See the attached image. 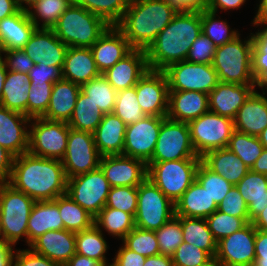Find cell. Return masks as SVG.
I'll list each match as a JSON object with an SVG mask.
<instances>
[{"mask_svg":"<svg viewBox=\"0 0 267 266\" xmlns=\"http://www.w3.org/2000/svg\"><path fill=\"white\" fill-rule=\"evenodd\" d=\"M135 88L138 103L145 115L167 117L169 87L163 71L148 70Z\"/></svg>","mask_w":267,"mask_h":266,"instance_id":"e0dca14e","label":"cell"},{"mask_svg":"<svg viewBox=\"0 0 267 266\" xmlns=\"http://www.w3.org/2000/svg\"><path fill=\"white\" fill-rule=\"evenodd\" d=\"M81 91L97 105L103 114L113 113L117 91L104 75H100L81 85Z\"/></svg>","mask_w":267,"mask_h":266,"instance_id":"b9f144b4","label":"cell"},{"mask_svg":"<svg viewBox=\"0 0 267 266\" xmlns=\"http://www.w3.org/2000/svg\"><path fill=\"white\" fill-rule=\"evenodd\" d=\"M178 11L165 0H130L116 27L133 49L147 50Z\"/></svg>","mask_w":267,"mask_h":266,"instance_id":"3957f363","label":"cell"},{"mask_svg":"<svg viewBox=\"0 0 267 266\" xmlns=\"http://www.w3.org/2000/svg\"><path fill=\"white\" fill-rule=\"evenodd\" d=\"M201 162L212 172L221 175L235 186L250 169L228 148L214 149L201 157Z\"/></svg>","mask_w":267,"mask_h":266,"instance_id":"4dcf8cb0","label":"cell"},{"mask_svg":"<svg viewBox=\"0 0 267 266\" xmlns=\"http://www.w3.org/2000/svg\"><path fill=\"white\" fill-rule=\"evenodd\" d=\"M204 266H224L219 260L213 258Z\"/></svg>","mask_w":267,"mask_h":266,"instance_id":"67dfc351","label":"cell"},{"mask_svg":"<svg viewBox=\"0 0 267 266\" xmlns=\"http://www.w3.org/2000/svg\"><path fill=\"white\" fill-rule=\"evenodd\" d=\"M252 24H267V0H260Z\"/></svg>","mask_w":267,"mask_h":266,"instance_id":"11e5206c","label":"cell"},{"mask_svg":"<svg viewBox=\"0 0 267 266\" xmlns=\"http://www.w3.org/2000/svg\"><path fill=\"white\" fill-rule=\"evenodd\" d=\"M13 266H60L57 262L34 252L32 249L14 251Z\"/></svg>","mask_w":267,"mask_h":266,"instance_id":"680465c9","label":"cell"},{"mask_svg":"<svg viewBox=\"0 0 267 266\" xmlns=\"http://www.w3.org/2000/svg\"><path fill=\"white\" fill-rule=\"evenodd\" d=\"M263 26L261 28L263 29H259L258 31L255 33H252L253 39H254V44L264 53L267 54V24H252V26Z\"/></svg>","mask_w":267,"mask_h":266,"instance_id":"89a4df30","label":"cell"},{"mask_svg":"<svg viewBox=\"0 0 267 266\" xmlns=\"http://www.w3.org/2000/svg\"><path fill=\"white\" fill-rule=\"evenodd\" d=\"M29 91L30 82L28 73L7 70L0 105L27 116Z\"/></svg>","mask_w":267,"mask_h":266,"instance_id":"e575fe53","label":"cell"},{"mask_svg":"<svg viewBox=\"0 0 267 266\" xmlns=\"http://www.w3.org/2000/svg\"><path fill=\"white\" fill-rule=\"evenodd\" d=\"M175 216V204L148 178L137 187L136 228L156 231Z\"/></svg>","mask_w":267,"mask_h":266,"instance_id":"ba28073f","label":"cell"},{"mask_svg":"<svg viewBox=\"0 0 267 266\" xmlns=\"http://www.w3.org/2000/svg\"><path fill=\"white\" fill-rule=\"evenodd\" d=\"M259 141L265 149H267V127L259 134Z\"/></svg>","mask_w":267,"mask_h":266,"instance_id":"deb4b68c","label":"cell"},{"mask_svg":"<svg viewBox=\"0 0 267 266\" xmlns=\"http://www.w3.org/2000/svg\"><path fill=\"white\" fill-rule=\"evenodd\" d=\"M256 228L252 222L217 242L215 259L224 266H252L255 260Z\"/></svg>","mask_w":267,"mask_h":266,"instance_id":"2e32d148","label":"cell"},{"mask_svg":"<svg viewBox=\"0 0 267 266\" xmlns=\"http://www.w3.org/2000/svg\"><path fill=\"white\" fill-rule=\"evenodd\" d=\"M29 248L63 266L76 253L75 233L65 229L50 230L36 238Z\"/></svg>","mask_w":267,"mask_h":266,"instance_id":"cb8c5ba5","label":"cell"},{"mask_svg":"<svg viewBox=\"0 0 267 266\" xmlns=\"http://www.w3.org/2000/svg\"><path fill=\"white\" fill-rule=\"evenodd\" d=\"M212 259L205 250L185 242H182L172 255L174 266H204Z\"/></svg>","mask_w":267,"mask_h":266,"instance_id":"f5cc1de1","label":"cell"},{"mask_svg":"<svg viewBox=\"0 0 267 266\" xmlns=\"http://www.w3.org/2000/svg\"><path fill=\"white\" fill-rule=\"evenodd\" d=\"M108 27L102 18L72 3L52 30L68 47L90 48Z\"/></svg>","mask_w":267,"mask_h":266,"instance_id":"277c9868","label":"cell"},{"mask_svg":"<svg viewBox=\"0 0 267 266\" xmlns=\"http://www.w3.org/2000/svg\"><path fill=\"white\" fill-rule=\"evenodd\" d=\"M7 76V68L5 62L0 58V104L2 99L3 85Z\"/></svg>","mask_w":267,"mask_h":266,"instance_id":"09005b40","label":"cell"},{"mask_svg":"<svg viewBox=\"0 0 267 266\" xmlns=\"http://www.w3.org/2000/svg\"><path fill=\"white\" fill-rule=\"evenodd\" d=\"M72 3L73 0H40L27 13L37 29H52Z\"/></svg>","mask_w":267,"mask_h":266,"instance_id":"60d3db41","label":"cell"},{"mask_svg":"<svg viewBox=\"0 0 267 266\" xmlns=\"http://www.w3.org/2000/svg\"><path fill=\"white\" fill-rule=\"evenodd\" d=\"M252 266H267V231L256 229L255 260Z\"/></svg>","mask_w":267,"mask_h":266,"instance_id":"be15d7a7","label":"cell"},{"mask_svg":"<svg viewBox=\"0 0 267 266\" xmlns=\"http://www.w3.org/2000/svg\"><path fill=\"white\" fill-rule=\"evenodd\" d=\"M23 50L33 60L48 66H63L68 46L52 29H36Z\"/></svg>","mask_w":267,"mask_h":266,"instance_id":"ffe728a7","label":"cell"},{"mask_svg":"<svg viewBox=\"0 0 267 266\" xmlns=\"http://www.w3.org/2000/svg\"><path fill=\"white\" fill-rule=\"evenodd\" d=\"M215 51L216 46L212 40L201 32L192 43L186 60L192 63L212 64Z\"/></svg>","mask_w":267,"mask_h":266,"instance_id":"11a10c76","label":"cell"},{"mask_svg":"<svg viewBox=\"0 0 267 266\" xmlns=\"http://www.w3.org/2000/svg\"><path fill=\"white\" fill-rule=\"evenodd\" d=\"M101 155L90 132L69 127L66 152L61 160L67 178L87 173L99 167Z\"/></svg>","mask_w":267,"mask_h":266,"instance_id":"5bb4252c","label":"cell"},{"mask_svg":"<svg viewBox=\"0 0 267 266\" xmlns=\"http://www.w3.org/2000/svg\"><path fill=\"white\" fill-rule=\"evenodd\" d=\"M216 17L217 13L215 12L208 9L201 10V31L212 40L216 47L231 42L241 35L238 29H231L226 20H222L220 17L216 19Z\"/></svg>","mask_w":267,"mask_h":266,"instance_id":"7bdbcfd3","label":"cell"},{"mask_svg":"<svg viewBox=\"0 0 267 266\" xmlns=\"http://www.w3.org/2000/svg\"><path fill=\"white\" fill-rule=\"evenodd\" d=\"M15 156L0 145V183H8Z\"/></svg>","mask_w":267,"mask_h":266,"instance_id":"e7e4bbea","label":"cell"},{"mask_svg":"<svg viewBox=\"0 0 267 266\" xmlns=\"http://www.w3.org/2000/svg\"><path fill=\"white\" fill-rule=\"evenodd\" d=\"M99 167L111 187H138L147 178V164L124 155L101 156Z\"/></svg>","mask_w":267,"mask_h":266,"instance_id":"ac0fdd59","label":"cell"},{"mask_svg":"<svg viewBox=\"0 0 267 266\" xmlns=\"http://www.w3.org/2000/svg\"><path fill=\"white\" fill-rule=\"evenodd\" d=\"M73 3L84 7L103 19V0H73Z\"/></svg>","mask_w":267,"mask_h":266,"instance_id":"a7ac6f4b","label":"cell"},{"mask_svg":"<svg viewBox=\"0 0 267 266\" xmlns=\"http://www.w3.org/2000/svg\"><path fill=\"white\" fill-rule=\"evenodd\" d=\"M122 243L128 249L144 257L160 254L155 231L135 227L122 239Z\"/></svg>","mask_w":267,"mask_h":266,"instance_id":"bcb514c9","label":"cell"},{"mask_svg":"<svg viewBox=\"0 0 267 266\" xmlns=\"http://www.w3.org/2000/svg\"><path fill=\"white\" fill-rule=\"evenodd\" d=\"M104 234L95 225L87 230L75 233L76 253L99 261L107 266L106 253L108 248Z\"/></svg>","mask_w":267,"mask_h":266,"instance_id":"f35d334b","label":"cell"},{"mask_svg":"<svg viewBox=\"0 0 267 266\" xmlns=\"http://www.w3.org/2000/svg\"><path fill=\"white\" fill-rule=\"evenodd\" d=\"M62 67L63 66H48L40 62L35 64L29 71V82L44 83L52 82L55 83L62 79Z\"/></svg>","mask_w":267,"mask_h":266,"instance_id":"91938a15","label":"cell"},{"mask_svg":"<svg viewBox=\"0 0 267 266\" xmlns=\"http://www.w3.org/2000/svg\"><path fill=\"white\" fill-rule=\"evenodd\" d=\"M267 92L254 90L237 111L233 122L237 131L259 136L267 127ZM266 95V96H265Z\"/></svg>","mask_w":267,"mask_h":266,"instance_id":"d4e9b609","label":"cell"},{"mask_svg":"<svg viewBox=\"0 0 267 266\" xmlns=\"http://www.w3.org/2000/svg\"><path fill=\"white\" fill-rule=\"evenodd\" d=\"M155 235L159 244L160 254L172 256L183 242L181 217L174 216L156 230Z\"/></svg>","mask_w":267,"mask_h":266,"instance_id":"c3c4849f","label":"cell"},{"mask_svg":"<svg viewBox=\"0 0 267 266\" xmlns=\"http://www.w3.org/2000/svg\"><path fill=\"white\" fill-rule=\"evenodd\" d=\"M209 112L208 94L199 91H169L167 118L186 122Z\"/></svg>","mask_w":267,"mask_h":266,"instance_id":"484cf974","label":"cell"},{"mask_svg":"<svg viewBox=\"0 0 267 266\" xmlns=\"http://www.w3.org/2000/svg\"><path fill=\"white\" fill-rule=\"evenodd\" d=\"M254 90V84L220 81L208 94L209 111L233 120L239 108Z\"/></svg>","mask_w":267,"mask_h":266,"instance_id":"603a6c76","label":"cell"},{"mask_svg":"<svg viewBox=\"0 0 267 266\" xmlns=\"http://www.w3.org/2000/svg\"><path fill=\"white\" fill-rule=\"evenodd\" d=\"M148 70L146 50L133 49L102 75L118 92L134 87Z\"/></svg>","mask_w":267,"mask_h":266,"instance_id":"44dd1931","label":"cell"},{"mask_svg":"<svg viewBox=\"0 0 267 266\" xmlns=\"http://www.w3.org/2000/svg\"><path fill=\"white\" fill-rule=\"evenodd\" d=\"M183 242L205 250L212 258L217 252V242L205 218L181 217Z\"/></svg>","mask_w":267,"mask_h":266,"instance_id":"d590c367","label":"cell"},{"mask_svg":"<svg viewBox=\"0 0 267 266\" xmlns=\"http://www.w3.org/2000/svg\"><path fill=\"white\" fill-rule=\"evenodd\" d=\"M36 29L28 13L21 9L0 20V51L23 49Z\"/></svg>","mask_w":267,"mask_h":266,"instance_id":"83f0119b","label":"cell"},{"mask_svg":"<svg viewBox=\"0 0 267 266\" xmlns=\"http://www.w3.org/2000/svg\"><path fill=\"white\" fill-rule=\"evenodd\" d=\"M201 32V10L178 11L146 50L149 70L163 71L186 60Z\"/></svg>","mask_w":267,"mask_h":266,"instance_id":"7a4b0ae2","label":"cell"},{"mask_svg":"<svg viewBox=\"0 0 267 266\" xmlns=\"http://www.w3.org/2000/svg\"><path fill=\"white\" fill-rule=\"evenodd\" d=\"M94 225L121 240L135 228L134 217L130 213L106 206L94 218Z\"/></svg>","mask_w":267,"mask_h":266,"instance_id":"ab89813d","label":"cell"},{"mask_svg":"<svg viewBox=\"0 0 267 266\" xmlns=\"http://www.w3.org/2000/svg\"><path fill=\"white\" fill-rule=\"evenodd\" d=\"M143 266H174L172 256L159 254L146 257Z\"/></svg>","mask_w":267,"mask_h":266,"instance_id":"753ad0ef","label":"cell"},{"mask_svg":"<svg viewBox=\"0 0 267 266\" xmlns=\"http://www.w3.org/2000/svg\"><path fill=\"white\" fill-rule=\"evenodd\" d=\"M206 221L216 242L237 232L247 224L243 218L234 217L219 210L209 215Z\"/></svg>","mask_w":267,"mask_h":266,"instance_id":"f907efd6","label":"cell"},{"mask_svg":"<svg viewBox=\"0 0 267 266\" xmlns=\"http://www.w3.org/2000/svg\"><path fill=\"white\" fill-rule=\"evenodd\" d=\"M107 266H116V265L113 262H111Z\"/></svg>","mask_w":267,"mask_h":266,"instance_id":"603ad722","label":"cell"},{"mask_svg":"<svg viewBox=\"0 0 267 266\" xmlns=\"http://www.w3.org/2000/svg\"><path fill=\"white\" fill-rule=\"evenodd\" d=\"M246 0H209L207 9L211 12H218V8L220 11L230 10V9H239Z\"/></svg>","mask_w":267,"mask_h":266,"instance_id":"003e7915","label":"cell"},{"mask_svg":"<svg viewBox=\"0 0 267 266\" xmlns=\"http://www.w3.org/2000/svg\"><path fill=\"white\" fill-rule=\"evenodd\" d=\"M113 113L126 125L136 123L146 116L138 103L135 86L117 92Z\"/></svg>","mask_w":267,"mask_h":266,"instance_id":"f6af8a7d","label":"cell"},{"mask_svg":"<svg viewBox=\"0 0 267 266\" xmlns=\"http://www.w3.org/2000/svg\"><path fill=\"white\" fill-rule=\"evenodd\" d=\"M251 171L267 175V149H263L261 156L256 160Z\"/></svg>","mask_w":267,"mask_h":266,"instance_id":"2a66077c","label":"cell"},{"mask_svg":"<svg viewBox=\"0 0 267 266\" xmlns=\"http://www.w3.org/2000/svg\"><path fill=\"white\" fill-rule=\"evenodd\" d=\"M201 159L147 162V178L174 204L196 180Z\"/></svg>","mask_w":267,"mask_h":266,"instance_id":"52a82bcc","label":"cell"},{"mask_svg":"<svg viewBox=\"0 0 267 266\" xmlns=\"http://www.w3.org/2000/svg\"><path fill=\"white\" fill-rule=\"evenodd\" d=\"M217 207L205 188L195 180L175 203V216L206 219Z\"/></svg>","mask_w":267,"mask_h":266,"instance_id":"d6a6232c","label":"cell"},{"mask_svg":"<svg viewBox=\"0 0 267 266\" xmlns=\"http://www.w3.org/2000/svg\"><path fill=\"white\" fill-rule=\"evenodd\" d=\"M196 180L202 185L211 199L218 205L228 191L233 187L221 175L209 170L202 162H200L196 171Z\"/></svg>","mask_w":267,"mask_h":266,"instance_id":"7dc6e473","label":"cell"},{"mask_svg":"<svg viewBox=\"0 0 267 266\" xmlns=\"http://www.w3.org/2000/svg\"><path fill=\"white\" fill-rule=\"evenodd\" d=\"M201 159L191 142L190 128L186 122L167 117L162 121L152 158L148 162Z\"/></svg>","mask_w":267,"mask_h":266,"instance_id":"8fae6325","label":"cell"},{"mask_svg":"<svg viewBox=\"0 0 267 266\" xmlns=\"http://www.w3.org/2000/svg\"><path fill=\"white\" fill-rule=\"evenodd\" d=\"M179 11L207 9L209 0H165Z\"/></svg>","mask_w":267,"mask_h":266,"instance_id":"03108f58","label":"cell"},{"mask_svg":"<svg viewBox=\"0 0 267 266\" xmlns=\"http://www.w3.org/2000/svg\"><path fill=\"white\" fill-rule=\"evenodd\" d=\"M227 148L235 153L249 169L252 168L264 149L258 136H252L237 130L233 131Z\"/></svg>","mask_w":267,"mask_h":266,"instance_id":"ee69618b","label":"cell"},{"mask_svg":"<svg viewBox=\"0 0 267 266\" xmlns=\"http://www.w3.org/2000/svg\"><path fill=\"white\" fill-rule=\"evenodd\" d=\"M252 73L254 75V87L267 92V54L262 52L255 44L252 50Z\"/></svg>","mask_w":267,"mask_h":266,"instance_id":"6f0895ef","label":"cell"},{"mask_svg":"<svg viewBox=\"0 0 267 266\" xmlns=\"http://www.w3.org/2000/svg\"><path fill=\"white\" fill-rule=\"evenodd\" d=\"M54 201L58 205L65 230L77 233L94 225V217L74 202L67 193L58 196Z\"/></svg>","mask_w":267,"mask_h":266,"instance_id":"74e56055","label":"cell"},{"mask_svg":"<svg viewBox=\"0 0 267 266\" xmlns=\"http://www.w3.org/2000/svg\"><path fill=\"white\" fill-rule=\"evenodd\" d=\"M217 210L234 217L243 218L247 223L250 222L248 206L236 186L228 191L225 198L218 204Z\"/></svg>","mask_w":267,"mask_h":266,"instance_id":"db71d44e","label":"cell"},{"mask_svg":"<svg viewBox=\"0 0 267 266\" xmlns=\"http://www.w3.org/2000/svg\"><path fill=\"white\" fill-rule=\"evenodd\" d=\"M100 75L91 48L68 47L62 67V79L81 86Z\"/></svg>","mask_w":267,"mask_h":266,"instance_id":"4316f807","label":"cell"},{"mask_svg":"<svg viewBox=\"0 0 267 266\" xmlns=\"http://www.w3.org/2000/svg\"><path fill=\"white\" fill-rule=\"evenodd\" d=\"M105 206L122 210L135 217L137 212V187H111Z\"/></svg>","mask_w":267,"mask_h":266,"instance_id":"816d5d0a","label":"cell"},{"mask_svg":"<svg viewBox=\"0 0 267 266\" xmlns=\"http://www.w3.org/2000/svg\"><path fill=\"white\" fill-rule=\"evenodd\" d=\"M0 242H4L3 241V236H2V233H1V228H0Z\"/></svg>","mask_w":267,"mask_h":266,"instance_id":"b62a3aed","label":"cell"},{"mask_svg":"<svg viewBox=\"0 0 267 266\" xmlns=\"http://www.w3.org/2000/svg\"><path fill=\"white\" fill-rule=\"evenodd\" d=\"M30 120L26 115L0 105V145L15 157L29 150Z\"/></svg>","mask_w":267,"mask_h":266,"instance_id":"d6986e66","label":"cell"},{"mask_svg":"<svg viewBox=\"0 0 267 266\" xmlns=\"http://www.w3.org/2000/svg\"><path fill=\"white\" fill-rule=\"evenodd\" d=\"M67 180L61 160L27 152L14 158L8 184L34 201H46L66 194Z\"/></svg>","mask_w":267,"mask_h":266,"instance_id":"6da1fadb","label":"cell"},{"mask_svg":"<svg viewBox=\"0 0 267 266\" xmlns=\"http://www.w3.org/2000/svg\"><path fill=\"white\" fill-rule=\"evenodd\" d=\"M0 58L5 62L6 68L9 71L29 73L35 65L23 49L0 51Z\"/></svg>","mask_w":267,"mask_h":266,"instance_id":"9f6ffc18","label":"cell"},{"mask_svg":"<svg viewBox=\"0 0 267 266\" xmlns=\"http://www.w3.org/2000/svg\"><path fill=\"white\" fill-rule=\"evenodd\" d=\"M14 247L0 242V266H13Z\"/></svg>","mask_w":267,"mask_h":266,"instance_id":"8c879c8a","label":"cell"},{"mask_svg":"<svg viewBox=\"0 0 267 266\" xmlns=\"http://www.w3.org/2000/svg\"><path fill=\"white\" fill-rule=\"evenodd\" d=\"M80 91L81 86L79 84L65 79L56 81L52 87L48 108L42 117L47 120L68 123Z\"/></svg>","mask_w":267,"mask_h":266,"instance_id":"f546056e","label":"cell"},{"mask_svg":"<svg viewBox=\"0 0 267 266\" xmlns=\"http://www.w3.org/2000/svg\"><path fill=\"white\" fill-rule=\"evenodd\" d=\"M163 72L169 91H199L209 94L220 82L212 64L192 63L187 60L169 65Z\"/></svg>","mask_w":267,"mask_h":266,"instance_id":"4fadbf2b","label":"cell"},{"mask_svg":"<svg viewBox=\"0 0 267 266\" xmlns=\"http://www.w3.org/2000/svg\"><path fill=\"white\" fill-rule=\"evenodd\" d=\"M126 124L114 113L104 114L94 131V142L101 156L123 155Z\"/></svg>","mask_w":267,"mask_h":266,"instance_id":"f1b7e54d","label":"cell"},{"mask_svg":"<svg viewBox=\"0 0 267 266\" xmlns=\"http://www.w3.org/2000/svg\"><path fill=\"white\" fill-rule=\"evenodd\" d=\"M166 117L148 116L126 126L123 155L147 163L154 153L162 121Z\"/></svg>","mask_w":267,"mask_h":266,"instance_id":"9a60e30c","label":"cell"},{"mask_svg":"<svg viewBox=\"0 0 267 266\" xmlns=\"http://www.w3.org/2000/svg\"><path fill=\"white\" fill-rule=\"evenodd\" d=\"M90 48L101 74L133 50L116 26H109Z\"/></svg>","mask_w":267,"mask_h":266,"instance_id":"7402d4cb","label":"cell"},{"mask_svg":"<svg viewBox=\"0 0 267 266\" xmlns=\"http://www.w3.org/2000/svg\"><path fill=\"white\" fill-rule=\"evenodd\" d=\"M130 0H103V20L109 26H116L129 6Z\"/></svg>","mask_w":267,"mask_h":266,"instance_id":"94428289","label":"cell"},{"mask_svg":"<svg viewBox=\"0 0 267 266\" xmlns=\"http://www.w3.org/2000/svg\"><path fill=\"white\" fill-rule=\"evenodd\" d=\"M122 247H119L112 262L116 266H143L146 257L128 249L123 243Z\"/></svg>","mask_w":267,"mask_h":266,"instance_id":"6125c7cd","label":"cell"},{"mask_svg":"<svg viewBox=\"0 0 267 266\" xmlns=\"http://www.w3.org/2000/svg\"><path fill=\"white\" fill-rule=\"evenodd\" d=\"M16 1L19 9L27 12L32 6H34L40 0H16Z\"/></svg>","mask_w":267,"mask_h":266,"instance_id":"979ff035","label":"cell"},{"mask_svg":"<svg viewBox=\"0 0 267 266\" xmlns=\"http://www.w3.org/2000/svg\"><path fill=\"white\" fill-rule=\"evenodd\" d=\"M111 186L100 167L68 178L66 193L94 218L106 205Z\"/></svg>","mask_w":267,"mask_h":266,"instance_id":"7c38bea8","label":"cell"},{"mask_svg":"<svg viewBox=\"0 0 267 266\" xmlns=\"http://www.w3.org/2000/svg\"><path fill=\"white\" fill-rule=\"evenodd\" d=\"M35 201L8 183H0V228L3 241L11 247L25 238L27 223Z\"/></svg>","mask_w":267,"mask_h":266,"instance_id":"8992f818","label":"cell"},{"mask_svg":"<svg viewBox=\"0 0 267 266\" xmlns=\"http://www.w3.org/2000/svg\"><path fill=\"white\" fill-rule=\"evenodd\" d=\"M18 10L16 0H0V20L15 14Z\"/></svg>","mask_w":267,"mask_h":266,"instance_id":"34e18365","label":"cell"},{"mask_svg":"<svg viewBox=\"0 0 267 266\" xmlns=\"http://www.w3.org/2000/svg\"><path fill=\"white\" fill-rule=\"evenodd\" d=\"M235 186L248 206L252 222L267 206V175L250 170Z\"/></svg>","mask_w":267,"mask_h":266,"instance_id":"836d02e7","label":"cell"},{"mask_svg":"<svg viewBox=\"0 0 267 266\" xmlns=\"http://www.w3.org/2000/svg\"><path fill=\"white\" fill-rule=\"evenodd\" d=\"M248 37L241 40L239 35L233 41L216 47L212 66L218 74L219 81L254 84L255 78L252 73L254 39L252 33Z\"/></svg>","mask_w":267,"mask_h":266,"instance_id":"5b68a950","label":"cell"},{"mask_svg":"<svg viewBox=\"0 0 267 266\" xmlns=\"http://www.w3.org/2000/svg\"><path fill=\"white\" fill-rule=\"evenodd\" d=\"M62 229L64 224L55 201H35L27 223V246L47 231Z\"/></svg>","mask_w":267,"mask_h":266,"instance_id":"1f68e13d","label":"cell"},{"mask_svg":"<svg viewBox=\"0 0 267 266\" xmlns=\"http://www.w3.org/2000/svg\"><path fill=\"white\" fill-rule=\"evenodd\" d=\"M52 82L35 83L30 82V91L28 92L27 101V117L39 118L42 117L48 108L51 91L53 87Z\"/></svg>","mask_w":267,"mask_h":266,"instance_id":"681fc988","label":"cell"},{"mask_svg":"<svg viewBox=\"0 0 267 266\" xmlns=\"http://www.w3.org/2000/svg\"><path fill=\"white\" fill-rule=\"evenodd\" d=\"M69 125L62 121L32 118L29 123V150L34 156L62 160L67 147Z\"/></svg>","mask_w":267,"mask_h":266,"instance_id":"9c48e42d","label":"cell"},{"mask_svg":"<svg viewBox=\"0 0 267 266\" xmlns=\"http://www.w3.org/2000/svg\"><path fill=\"white\" fill-rule=\"evenodd\" d=\"M104 114L89 97L82 91L79 92L72 117L67 123L71 129L94 133Z\"/></svg>","mask_w":267,"mask_h":266,"instance_id":"8d00e7d4","label":"cell"},{"mask_svg":"<svg viewBox=\"0 0 267 266\" xmlns=\"http://www.w3.org/2000/svg\"><path fill=\"white\" fill-rule=\"evenodd\" d=\"M63 266H104L99 261L75 253Z\"/></svg>","mask_w":267,"mask_h":266,"instance_id":"2644e50d","label":"cell"},{"mask_svg":"<svg viewBox=\"0 0 267 266\" xmlns=\"http://www.w3.org/2000/svg\"><path fill=\"white\" fill-rule=\"evenodd\" d=\"M252 224L257 230L267 231V206L252 221Z\"/></svg>","mask_w":267,"mask_h":266,"instance_id":"b9fcfbb0","label":"cell"},{"mask_svg":"<svg viewBox=\"0 0 267 266\" xmlns=\"http://www.w3.org/2000/svg\"><path fill=\"white\" fill-rule=\"evenodd\" d=\"M188 125L193 148L200 157L208 151L227 148L235 130L232 119L210 111L190 121Z\"/></svg>","mask_w":267,"mask_h":266,"instance_id":"30bf717a","label":"cell"}]
</instances>
